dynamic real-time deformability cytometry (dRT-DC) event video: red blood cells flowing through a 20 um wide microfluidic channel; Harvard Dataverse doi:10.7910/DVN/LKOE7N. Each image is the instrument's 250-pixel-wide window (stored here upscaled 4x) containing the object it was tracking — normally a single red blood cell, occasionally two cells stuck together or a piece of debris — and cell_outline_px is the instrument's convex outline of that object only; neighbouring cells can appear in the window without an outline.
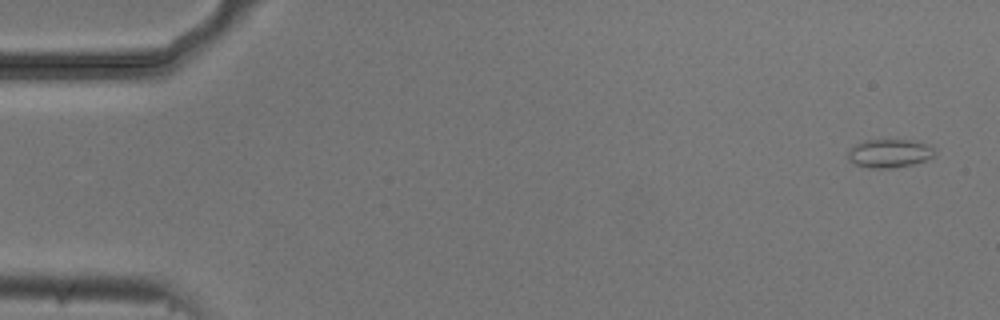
{"species": "common noctule bat (a hibernating species)", "species_latin": "Nyctalus noctula", "temperature_condition": "cold", "stored_images_in_passage": 5, "camera_frame_rate_fps": 3000, "um_per_image_px": 0.085, "animal": {"sex": "male", "body_mass_g": 20.5, "forearm_length_mm": 52.5}, "frame": {"image": 1, "passage_image": 1, "time_ms": 0.0, "image_size_px": [1000, 320], "cell_outline_px": [[936, 156], [912, 164], [892, 168], [868, 168], [856, 164], [848, 160], [848, 152], [856, 144], [868, 140], [908, 140], [924, 144], [932, 148], [936, 152]], "centroid_in_image_um": [75.59, 13.05], "position_along_channel_um": 9.4, "area_um2": 14.1}}
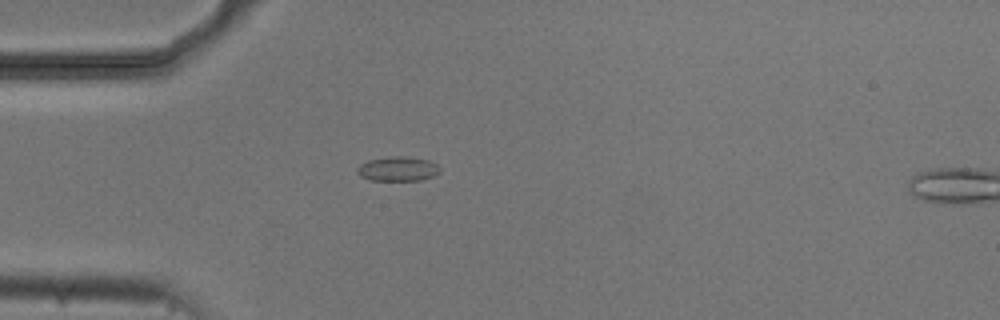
{"frame": {"image": 2, "passage_image": 4, "time_ms": 1.0, "image_size_px": [1000, 320], "cell_outline_px": [[440, 172], [432, 176], [420, 180], [368, 180], [360, 176], [356, 172], [356, 168], [360, 164], [368, 160], [392, 156], [400, 156], [428, 160], [436, 164], [440, 168]], "centroid_in_image_um": [33.77, 14.36], "position_along_channel_um": 51.2, "area_um2": 11.73}}